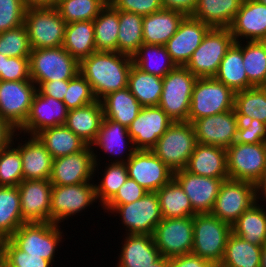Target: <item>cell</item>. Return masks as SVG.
Masks as SVG:
<instances>
[{"label":"cell","instance_id":"59","mask_svg":"<svg viewBox=\"0 0 266 267\" xmlns=\"http://www.w3.org/2000/svg\"><path fill=\"white\" fill-rule=\"evenodd\" d=\"M15 130L9 123L0 117V150L8 146L16 134Z\"/></svg>","mask_w":266,"mask_h":267},{"label":"cell","instance_id":"44","mask_svg":"<svg viewBox=\"0 0 266 267\" xmlns=\"http://www.w3.org/2000/svg\"><path fill=\"white\" fill-rule=\"evenodd\" d=\"M143 44V16L119 10L118 52L133 56Z\"/></svg>","mask_w":266,"mask_h":267},{"label":"cell","instance_id":"45","mask_svg":"<svg viewBox=\"0 0 266 267\" xmlns=\"http://www.w3.org/2000/svg\"><path fill=\"white\" fill-rule=\"evenodd\" d=\"M243 65L249 88L266 87V50L260 41H244Z\"/></svg>","mask_w":266,"mask_h":267},{"label":"cell","instance_id":"26","mask_svg":"<svg viewBox=\"0 0 266 267\" xmlns=\"http://www.w3.org/2000/svg\"><path fill=\"white\" fill-rule=\"evenodd\" d=\"M185 170L210 178H229L227 151L224 148L196 143Z\"/></svg>","mask_w":266,"mask_h":267},{"label":"cell","instance_id":"63","mask_svg":"<svg viewBox=\"0 0 266 267\" xmlns=\"http://www.w3.org/2000/svg\"><path fill=\"white\" fill-rule=\"evenodd\" d=\"M8 238L0 234V262L5 259V245Z\"/></svg>","mask_w":266,"mask_h":267},{"label":"cell","instance_id":"18","mask_svg":"<svg viewBox=\"0 0 266 267\" xmlns=\"http://www.w3.org/2000/svg\"><path fill=\"white\" fill-rule=\"evenodd\" d=\"M129 178L147 192H156L173 178V171L151 150H136L125 163Z\"/></svg>","mask_w":266,"mask_h":267},{"label":"cell","instance_id":"37","mask_svg":"<svg viewBox=\"0 0 266 267\" xmlns=\"http://www.w3.org/2000/svg\"><path fill=\"white\" fill-rule=\"evenodd\" d=\"M127 88L143 106H158L162 94L163 78L142 71L132 64Z\"/></svg>","mask_w":266,"mask_h":267},{"label":"cell","instance_id":"67","mask_svg":"<svg viewBox=\"0 0 266 267\" xmlns=\"http://www.w3.org/2000/svg\"><path fill=\"white\" fill-rule=\"evenodd\" d=\"M5 57L7 56L0 53V73H4Z\"/></svg>","mask_w":266,"mask_h":267},{"label":"cell","instance_id":"64","mask_svg":"<svg viewBox=\"0 0 266 267\" xmlns=\"http://www.w3.org/2000/svg\"><path fill=\"white\" fill-rule=\"evenodd\" d=\"M168 265L169 258L161 257L158 261L146 267H168Z\"/></svg>","mask_w":266,"mask_h":267},{"label":"cell","instance_id":"62","mask_svg":"<svg viewBox=\"0 0 266 267\" xmlns=\"http://www.w3.org/2000/svg\"><path fill=\"white\" fill-rule=\"evenodd\" d=\"M255 192H256V201L259 202L260 200L266 202V169L262 174L261 178L259 179V181L255 184Z\"/></svg>","mask_w":266,"mask_h":267},{"label":"cell","instance_id":"31","mask_svg":"<svg viewBox=\"0 0 266 267\" xmlns=\"http://www.w3.org/2000/svg\"><path fill=\"white\" fill-rule=\"evenodd\" d=\"M244 0H197L191 17L215 28H229Z\"/></svg>","mask_w":266,"mask_h":267},{"label":"cell","instance_id":"34","mask_svg":"<svg viewBox=\"0 0 266 267\" xmlns=\"http://www.w3.org/2000/svg\"><path fill=\"white\" fill-rule=\"evenodd\" d=\"M62 47L78 62L96 52L93 21L67 23Z\"/></svg>","mask_w":266,"mask_h":267},{"label":"cell","instance_id":"6","mask_svg":"<svg viewBox=\"0 0 266 267\" xmlns=\"http://www.w3.org/2000/svg\"><path fill=\"white\" fill-rule=\"evenodd\" d=\"M59 225L52 222L24 223L9 240L21 251L41 256L53 264L57 246L63 242L64 236Z\"/></svg>","mask_w":266,"mask_h":267},{"label":"cell","instance_id":"54","mask_svg":"<svg viewBox=\"0 0 266 267\" xmlns=\"http://www.w3.org/2000/svg\"><path fill=\"white\" fill-rule=\"evenodd\" d=\"M0 81H32L29 57H5L4 73Z\"/></svg>","mask_w":266,"mask_h":267},{"label":"cell","instance_id":"7","mask_svg":"<svg viewBox=\"0 0 266 267\" xmlns=\"http://www.w3.org/2000/svg\"><path fill=\"white\" fill-rule=\"evenodd\" d=\"M29 58L30 77L37 88L43 82L71 80L79 73V62L62 46L34 49Z\"/></svg>","mask_w":266,"mask_h":267},{"label":"cell","instance_id":"30","mask_svg":"<svg viewBox=\"0 0 266 267\" xmlns=\"http://www.w3.org/2000/svg\"><path fill=\"white\" fill-rule=\"evenodd\" d=\"M103 117L102 103L97 100L85 106L68 110L65 126L87 145H91L97 137Z\"/></svg>","mask_w":266,"mask_h":267},{"label":"cell","instance_id":"1","mask_svg":"<svg viewBox=\"0 0 266 267\" xmlns=\"http://www.w3.org/2000/svg\"><path fill=\"white\" fill-rule=\"evenodd\" d=\"M132 56L119 52L96 51L79 62V72L90 84L95 98L127 88Z\"/></svg>","mask_w":266,"mask_h":267},{"label":"cell","instance_id":"17","mask_svg":"<svg viewBox=\"0 0 266 267\" xmlns=\"http://www.w3.org/2000/svg\"><path fill=\"white\" fill-rule=\"evenodd\" d=\"M239 119L234 109L192 122L197 143L228 149L236 140Z\"/></svg>","mask_w":266,"mask_h":267},{"label":"cell","instance_id":"20","mask_svg":"<svg viewBox=\"0 0 266 267\" xmlns=\"http://www.w3.org/2000/svg\"><path fill=\"white\" fill-rule=\"evenodd\" d=\"M173 178L188 196L196 214H210L221 184L229 178H210L192 174L185 169L175 171Z\"/></svg>","mask_w":266,"mask_h":267},{"label":"cell","instance_id":"5","mask_svg":"<svg viewBox=\"0 0 266 267\" xmlns=\"http://www.w3.org/2000/svg\"><path fill=\"white\" fill-rule=\"evenodd\" d=\"M234 42L229 28L211 27L185 67L197 78H214L225 53Z\"/></svg>","mask_w":266,"mask_h":267},{"label":"cell","instance_id":"66","mask_svg":"<svg viewBox=\"0 0 266 267\" xmlns=\"http://www.w3.org/2000/svg\"><path fill=\"white\" fill-rule=\"evenodd\" d=\"M260 267H266V243L262 246Z\"/></svg>","mask_w":266,"mask_h":267},{"label":"cell","instance_id":"35","mask_svg":"<svg viewBox=\"0 0 266 267\" xmlns=\"http://www.w3.org/2000/svg\"><path fill=\"white\" fill-rule=\"evenodd\" d=\"M263 207V208H262ZM232 233L245 241L263 246L266 243V208L256 201L231 226Z\"/></svg>","mask_w":266,"mask_h":267},{"label":"cell","instance_id":"70","mask_svg":"<svg viewBox=\"0 0 266 267\" xmlns=\"http://www.w3.org/2000/svg\"><path fill=\"white\" fill-rule=\"evenodd\" d=\"M257 1L262 3V4H264V5H266V0H257Z\"/></svg>","mask_w":266,"mask_h":267},{"label":"cell","instance_id":"9","mask_svg":"<svg viewBox=\"0 0 266 267\" xmlns=\"http://www.w3.org/2000/svg\"><path fill=\"white\" fill-rule=\"evenodd\" d=\"M235 92L215 78H198L191 97L188 122L234 109Z\"/></svg>","mask_w":266,"mask_h":267},{"label":"cell","instance_id":"57","mask_svg":"<svg viewBox=\"0 0 266 267\" xmlns=\"http://www.w3.org/2000/svg\"><path fill=\"white\" fill-rule=\"evenodd\" d=\"M69 80H54L49 82H43L37 91L54 99L63 101L66 89H68Z\"/></svg>","mask_w":266,"mask_h":267},{"label":"cell","instance_id":"60","mask_svg":"<svg viewBox=\"0 0 266 267\" xmlns=\"http://www.w3.org/2000/svg\"><path fill=\"white\" fill-rule=\"evenodd\" d=\"M182 267H216L211 261L192 253L182 255Z\"/></svg>","mask_w":266,"mask_h":267},{"label":"cell","instance_id":"29","mask_svg":"<svg viewBox=\"0 0 266 267\" xmlns=\"http://www.w3.org/2000/svg\"><path fill=\"white\" fill-rule=\"evenodd\" d=\"M184 17L181 12L164 8L143 16V43L164 46L177 32Z\"/></svg>","mask_w":266,"mask_h":267},{"label":"cell","instance_id":"46","mask_svg":"<svg viewBox=\"0 0 266 267\" xmlns=\"http://www.w3.org/2000/svg\"><path fill=\"white\" fill-rule=\"evenodd\" d=\"M107 0H59L55 8L66 23L93 21Z\"/></svg>","mask_w":266,"mask_h":267},{"label":"cell","instance_id":"19","mask_svg":"<svg viewBox=\"0 0 266 267\" xmlns=\"http://www.w3.org/2000/svg\"><path fill=\"white\" fill-rule=\"evenodd\" d=\"M174 121L159 107H142L128 127L136 150H151Z\"/></svg>","mask_w":266,"mask_h":267},{"label":"cell","instance_id":"22","mask_svg":"<svg viewBox=\"0 0 266 267\" xmlns=\"http://www.w3.org/2000/svg\"><path fill=\"white\" fill-rule=\"evenodd\" d=\"M68 109L63 101L40 94L34 95L28 118L24 125L18 130L27 136H36L46 128L65 125Z\"/></svg>","mask_w":266,"mask_h":267},{"label":"cell","instance_id":"58","mask_svg":"<svg viewBox=\"0 0 266 267\" xmlns=\"http://www.w3.org/2000/svg\"><path fill=\"white\" fill-rule=\"evenodd\" d=\"M164 9H170L191 16L195 10L197 0H161Z\"/></svg>","mask_w":266,"mask_h":267},{"label":"cell","instance_id":"25","mask_svg":"<svg viewBox=\"0 0 266 267\" xmlns=\"http://www.w3.org/2000/svg\"><path fill=\"white\" fill-rule=\"evenodd\" d=\"M90 146L92 150H95L94 147L96 149L99 147L100 150L104 151V154L115 155L116 157L119 155V158H121H114L113 163H126L136 151L128 128L104 117L97 137ZM125 153L126 155H124ZM125 156H127L126 159Z\"/></svg>","mask_w":266,"mask_h":267},{"label":"cell","instance_id":"12","mask_svg":"<svg viewBox=\"0 0 266 267\" xmlns=\"http://www.w3.org/2000/svg\"><path fill=\"white\" fill-rule=\"evenodd\" d=\"M226 151L229 179L255 185L266 169V143L234 142Z\"/></svg>","mask_w":266,"mask_h":267},{"label":"cell","instance_id":"36","mask_svg":"<svg viewBox=\"0 0 266 267\" xmlns=\"http://www.w3.org/2000/svg\"><path fill=\"white\" fill-rule=\"evenodd\" d=\"M52 158L67 156L83 150L87 144L65 125L42 130L36 135Z\"/></svg>","mask_w":266,"mask_h":267},{"label":"cell","instance_id":"68","mask_svg":"<svg viewBox=\"0 0 266 267\" xmlns=\"http://www.w3.org/2000/svg\"><path fill=\"white\" fill-rule=\"evenodd\" d=\"M0 267H8L6 259H4L2 262H0Z\"/></svg>","mask_w":266,"mask_h":267},{"label":"cell","instance_id":"49","mask_svg":"<svg viewBox=\"0 0 266 267\" xmlns=\"http://www.w3.org/2000/svg\"><path fill=\"white\" fill-rule=\"evenodd\" d=\"M28 31L25 24L0 33V53L7 57H30Z\"/></svg>","mask_w":266,"mask_h":267},{"label":"cell","instance_id":"38","mask_svg":"<svg viewBox=\"0 0 266 267\" xmlns=\"http://www.w3.org/2000/svg\"><path fill=\"white\" fill-rule=\"evenodd\" d=\"M262 247L232 233L229 235L218 267H260Z\"/></svg>","mask_w":266,"mask_h":267},{"label":"cell","instance_id":"24","mask_svg":"<svg viewBox=\"0 0 266 267\" xmlns=\"http://www.w3.org/2000/svg\"><path fill=\"white\" fill-rule=\"evenodd\" d=\"M229 29L235 42L266 38V5L257 0H244Z\"/></svg>","mask_w":266,"mask_h":267},{"label":"cell","instance_id":"42","mask_svg":"<svg viewBox=\"0 0 266 267\" xmlns=\"http://www.w3.org/2000/svg\"><path fill=\"white\" fill-rule=\"evenodd\" d=\"M17 186H0V234L8 239L25 222Z\"/></svg>","mask_w":266,"mask_h":267},{"label":"cell","instance_id":"56","mask_svg":"<svg viewBox=\"0 0 266 267\" xmlns=\"http://www.w3.org/2000/svg\"><path fill=\"white\" fill-rule=\"evenodd\" d=\"M146 193L147 191L142 186L128 177L116 195L106 205L130 204L142 198Z\"/></svg>","mask_w":266,"mask_h":267},{"label":"cell","instance_id":"47","mask_svg":"<svg viewBox=\"0 0 266 267\" xmlns=\"http://www.w3.org/2000/svg\"><path fill=\"white\" fill-rule=\"evenodd\" d=\"M107 167H105L100 182L95 184V195L99 206L103 208L118 192L119 188L128 179V170L125 163H113L108 161ZM98 184V185H97Z\"/></svg>","mask_w":266,"mask_h":267},{"label":"cell","instance_id":"33","mask_svg":"<svg viewBox=\"0 0 266 267\" xmlns=\"http://www.w3.org/2000/svg\"><path fill=\"white\" fill-rule=\"evenodd\" d=\"M104 118L129 127L143 107L128 88L117 90L101 100Z\"/></svg>","mask_w":266,"mask_h":267},{"label":"cell","instance_id":"61","mask_svg":"<svg viewBox=\"0 0 266 267\" xmlns=\"http://www.w3.org/2000/svg\"><path fill=\"white\" fill-rule=\"evenodd\" d=\"M26 9L55 7V0H22Z\"/></svg>","mask_w":266,"mask_h":267},{"label":"cell","instance_id":"52","mask_svg":"<svg viewBox=\"0 0 266 267\" xmlns=\"http://www.w3.org/2000/svg\"><path fill=\"white\" fill-rule=\"evenodd\" d=\"M5 259L8 267H52L50 261L21 251L9 239L5 245Z\"/></svg>","mask_w":266,"mask_h":267},{"label":"cell","instance_id":"50","mask_svg":"<svg viewBox=\"0 0 266 267\" xmlns=\"http://www.w3.org/2000/svg\"><path fill=\"white\" fill-rule=\"evenodd\" d=\"M97 101L90 84L79 72L69 80L68 89L64 95V104L68 110L76 109Z\"/></svg>","mask_w":266,"mask_h":267},{"label":"cell","instance_id":"32","mask_svg":"<svg viewBox=\"0 0 266 267\" xmlns=\"http://www.w3.org/2000/svg\"><path fill=\"white\" fill-rule=\"evenodd\" d=\"M244 42H234L223 57L215 79L234 92L249 89L243 65V44Z\"/></svg>","mask_w":266,"mask_h":267},{"label":"cell","instance_id":"14","mask_svg":"<svg viewBox=\"0 0 266 267\" xmlns=\"http://www.w3.org/2000/svg\"><path fill=\"white\" fill-rule=\"evenodd\" d=\"M255 202L256 192L253 183L227 179L221 184L210 214L232 226Z\"/></svg>","mask_w":266,"mask_h":267},{"label":"cell","instance_id":"8","mask_svg":"<svg viewBox=\"0 0 266 267\" xmlns=\"http://www.w3.org/2000/svg\"><path fill=\"white\" fill-rule=\"evenodd\" d=\"M103 209L121 216L126 234L153 235L155 227L163 219L156 192H147L130 204L105 205Z\"/></svg>","mask_w":266,"mask_h":267},{"label":"cell","instance_id":"23","mask_svg":"<svg viewBox=\"0 0 266 267\" xmlns=\"http://www.w3.org/2000/svg\"><path fill=\"white\" fill-rule=\"evenodd\" d=\"M211 27L191 16H185L177 32L164 45L176 66H185Z\"/></svg>","mask_w":266,"mask_h":267},{"label":"cell","instance_id":"48","mask_svg":"<svg viewBox=\"0 0 266 267\" xmlns=\"http://www.w3.org/2000/svg\"><path fill=\"white\" fill-rule=\"evenodd\" d=\"M17 137L20 138L19 132L8 146L0 150V186H18L23 180L21 154L14 143Z\"/></svg>","mask_w":266,"mask_h":267},{"label":"cell","instance_id":"4","mask_svg":"<svg viewBox=\"0 0 266 267\" xmlns=\"http://www.w3.org/2000/svg\"><path fill=\"white\" fill-rule=\"evenodd\" d=\"M197 79L185 66H176L163 77L158 106L174 122L188 121L192 91Z\"/></svg>","mask_w":266,"mask_h":267},{"label":"cell","instance_id":"11","mask_svg":"<svg viewBox=\"0 0 266 267\" xmlns=\"http://www.w3.org/2000/svg\"><path fill=\"white\" fill-rule=\"evenodd\" d=\"M95 152L90 145H87L80 152L53 159L49 178L51 184L68 186L93 182L92 179L96 172L98 173L100 166V158L98 159L100 153L98 154L96 150Z\"/></svg>","mask_w":266,"mask_h":267},{"label":"cell","instance_id":"41","mask_svg":"<svg viewBox=\"0 0 266 267\" xmlns=\"http://www.w3.org/2000/svg\"><path fill=\"white\" fill-rule=\"evenodd\" d=\"M133 64L142 71L163 78L176 67L163 45L142 44L132 56Z\"/></svg>","mask_w":266,"mask_h":267},{"label":"cell","instance_id":"69","mask_svg":"<svg viewBox=\"0 0 266 267\" xmlns=\"http://www.w3.org/2000/svg\"><path fill=\"white\" fill-rule=\"evenodd\" d=\"M260 42L263 44V46H264V48L266 50V38L262 39Z\"/></svg>","mask_w":266,"mask_h":267},{"label":"cell","instance_id":"51","mask_svg":"<svg viewBox=\"0 0 266 267\" xmlns=\"http://www.w3.org/2000/svg\"><path fill=\"white\" fill-rule=\"evenodd\" d=\"M25 12L22 0H0V33L23 25Z\"/></svg>","mask_w":266,"mask_h":267},{"label":"cell","instance_id":"27","mask_svg":"<svg viewBox=\"0 0 266 267\" xmlns=\"http://www.w3.org/2000/svg\"><path fill=\"white\" fill-rule=\"evenodd\" d=\"M115 267H146L162 256L152 235L126 234Z\"/></svg>","mask_w":266,"mask_h":267},{"label":"cell","instance_id":"13","mask_svg":"<svg viewBox=\"0 0 266 267\" xmlns=\"http://www.w3.org/2000/svg\"><path fill=\"white\" fill-rule=\"evenodd\" d=\"M97 202L95 184L85 182L68 186L52 185L50 222L59 224L71 216L85 212Z\"/></svg>","mask_w":266,"mask_h":267},{"label":"cell","instance_id":"43","mask_svg":"<svg viewBox=\"0 0 266 267\" xmlns=\"http://www.w3.org/2000/svg\"><path fill=\"white\" fill-rule=\"evenodd\" d=\"M234 110L240 122L257 119L266 124V87L235 92Z\"/></svg>","mask_w":266,"mask_h":267},{"label":"cell","instance_id":"10","mask_svg":"<svg viewBox=\"0 0 266 267\" xmlns=\"http://www.w3.org/2000/svg\"><path fill=\"white\" fill-rule=\"evenodd\" d=\"M24 24L32 50L63 45L67 23L55 7L26 9Z\"/></svg>","mask_w":266,"mask_h":267},{"label":"cell","instance_id":"39","mask_svg":"<svg viewBox=\"0 0 266 267\" xmlns=\"http://www.w3.org/2000/svg\"><path fill=\"white\" fill-rule=\"evenodd\" d=\"M93 24L96 51L118 52L119 10L108 2Z\"/></svg>","mask_w":266,"mask_h":267},{"label":"cell","instance_id":"21","mask_svg":"<svg viewBox=\"0 0 266 267\" xmlns=\"http://www.w3.org/2000/svg\"><path fill=\"white\" fill-rule=\"evenodd\" d=\"M20 193L22 219L25 223L50 222L52 184L49 179L22 180Z\"/></svg>","mask_w":266,"mask_h":267},{"label":"cell","instance_id":"2","mask_svg":"<svg viewBox=\"0 0 266 267\" xmlns=\"http://www.w3.org/2000/svg\"><path fill=\"white\" fill-rule=\"evenodd\" d=\"M193 124L175 121L158 139L151 151L173 172L185 169L196 145Z\"/></svg>","mask_w":266,"mask_h":267},{"label":"cell","instance_id":"53","mask_svg":"<svg viewBox=\"0 0 266 267\" xmlns=\"http://www.w3.org/2000/svg\"><path fill=\"white\" fill-rule=\"evenodd\" d=\"M235 142L241 144L266 143V124L257 119L241 121Z\"/></svg>","mask_w":266,"mask_h":267},{"label":"cell","instance_id":"55","mask_svg":"<svg viewBox=\"0 0 266 267\" xmlns=\"http://www.w3.org/2000/svg\"><path fill=\"white\" fill-rule=\"evenodd\" d=\"M109 3L116 10L132 12L142 16L163 9L161 0H109Z\"/></svg>","mask_w":266,"mask_h":267},{"label":"cell","instance_id":"65","mask_svg":"<svg viewBox=\"0 0 266 267\" xmlns=\"http://www.w3.org/2000/svg\"><path fill=\"white\" fill-rule=\"evenodd\" d=\"M168 267H182V255L170 258Z\"/></svg>","mask_w":266,"mask_h":267},{"label":"cell","instance_id":"15","mask_svg":"<svg viewBox=\"0 0 266 267\" xmlns=\"http://www.w3.org/2000/svg\"><path fill=\"white\" fill-rule=\"evenodd\" d=\"M152 236L162 257L170 259L190 254L193 248V217L163 218Z\"/></svg>","mask_w":266,"mask_h":267},{"label":"cell","instance_id":"3","mask_svg":"<svg viewBox=\"0 0 266 267\" xmlns=\"http://www.w3.org/2000/svg\"><path fill=\"white\" fill-rule=\"evenodd\" d=\"M231 226L211 214L193 216L192 254L218 266L223 258Z\"/></svg>","mask_w":266,"mask_h":267},{"label":"cell","instance_id":"28","mask_svg":"<svg viewBox=\"0 0 266 267\" xmlns=\"http://www.w3.org/2000/svg\"><path fill=\"white\" fill-rule=\"evenodd\" d=\"M27 139L18 141L15 146L21 154L23 180L49 179L53 163L51 154L37 136L30 135Z\"/></svg>","mask_w":266,"mask_h":267},{"label":"cell","instance_id":"16","mask_svg":"<svg viewBox=\"0 0 266 267\" xmlns=\"http://www.w3.org/2000/svg\"><path fill=\"white\" fill-rule=\"evenodd\" d=\"M36 92L33 81H0V117L18 131L28 118Z\"/></svg>","mask_w":266,"mask_h":267},{"label":"cell","instance_id":"40","mask_svg":"<svg viewBox=\"0 0 266 267\" xmlns=\"http://www.w3.org/2000/svg\"><path fill=\"white\" fill-rule=\"evenodd\" d=\"M156 194L163 218L193 217L196 214L188 196L174 178L156 191Z\"/></svg>","mask_w":266,"mask_h":267}]
</instances>
